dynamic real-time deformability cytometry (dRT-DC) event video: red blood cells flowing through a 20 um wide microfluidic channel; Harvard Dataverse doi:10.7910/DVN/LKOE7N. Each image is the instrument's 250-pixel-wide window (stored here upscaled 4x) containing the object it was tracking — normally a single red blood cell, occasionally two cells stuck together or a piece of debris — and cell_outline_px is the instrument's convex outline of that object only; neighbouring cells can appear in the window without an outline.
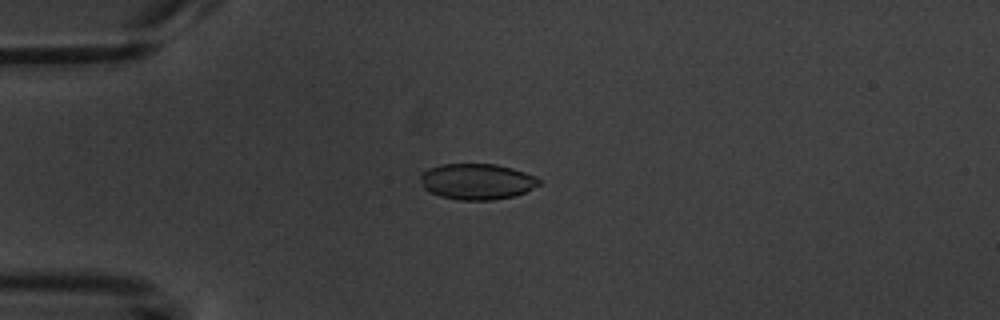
{"species": "common noctule bat (a hibernating species)", "species_latin": "Nyctalus noctula", "temperature_condition": "warm", "stored_images_in_passage": 5, "camera_frame_rate_fps": 3000, "um_per_image_px": 0.085, "animal": {"sex": "male", "body_mass_g": 20.1, "forearm_length_mm": 53.5}, "frame": {"image": 1, "passage_image": 5, "time_ms": 4.667, "image_size_px": [1000, 320], "cell_outline_px": [[540, 184], [524, 192], [512, 196], [492, 200], [460, 200], [440, 196], [424, 188], [420, 180], [420, 176], [428, 168], [440, 164], [496, 164], [512, 168], [536, 176], [540, 180]], "centroid_in_image_um": [40.53, 15.42], "position_along_channel_um": 44.5, "area_um2": 24.68}}